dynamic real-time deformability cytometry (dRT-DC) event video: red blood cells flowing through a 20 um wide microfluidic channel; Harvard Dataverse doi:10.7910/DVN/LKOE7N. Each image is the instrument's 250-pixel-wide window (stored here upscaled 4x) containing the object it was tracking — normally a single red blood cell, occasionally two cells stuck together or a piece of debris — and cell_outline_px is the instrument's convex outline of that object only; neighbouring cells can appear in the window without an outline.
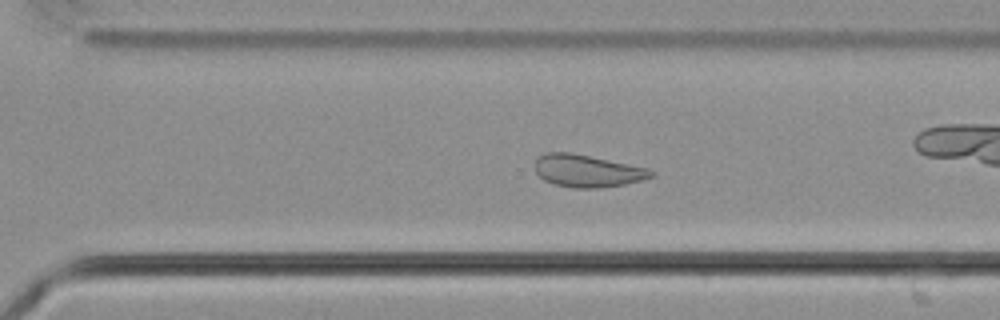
{"species": "common noctule bat (a hibernating species)", "species_latin": "Nyctalus noctula", "temperature_condition": "cold", "stored_images_in_passage": 57, "camera_frame_rate_fps": 3000, "um_per_image_px": 0.085, "animal": {"sex": "male", "body_mass_g": 21.5, "forearm_length_mm": 52.0}, "frame": {"image": 1, "passage_image": 41, "time_ms": 13.333, "image_size_px": [1000, 320], "cell_outline_px": [[656, 172], [652, 176], [640, 180], [624, 184], [596, 188], [572, 188], [556, 184], [544, 180], [536, 172], [536, 156], [544, 152], [572, 152], [648, 168]], "centroid_in_image_um": [49.89, 14.51], "position_along_channel_um": 320.7, "area_um2": 21.85}}